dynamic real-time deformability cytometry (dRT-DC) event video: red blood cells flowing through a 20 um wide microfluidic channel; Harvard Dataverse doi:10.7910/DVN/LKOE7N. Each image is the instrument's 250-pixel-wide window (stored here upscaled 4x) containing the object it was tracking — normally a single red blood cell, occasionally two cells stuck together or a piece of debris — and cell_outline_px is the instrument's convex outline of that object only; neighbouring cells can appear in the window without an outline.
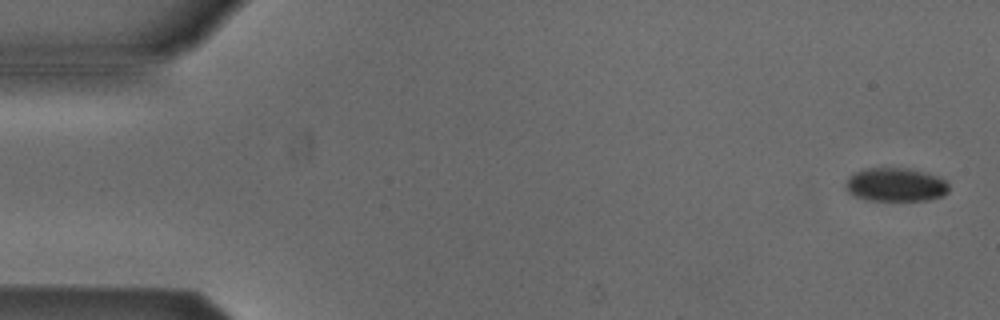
{"species": "Egyptian fruit bat (a non-hibernating species)", "species_latin": "Rousettus aegyptiacus", "temperature_condition": "cold", "stored_images_in_passage": 4, "camera_frame_rate_fps": 3000, "um_per_image_px": 0.085, "animal": {"sex": "male"}, "frame": {"image": 1, "passage_image": 1, "time_ms": 0.0, "image_size_px": [1000, 320], "cell_outline_px": [[948, 192], [944, 196], [928, 200], [864, 200], [848, 192], [844, 184], [848, 176], [864, 168], [908, 168], [928, 172], [948, 180]], "centroid_in_image_um": [76.15, 15.69], "position_along_channel_um": 8.8, "area_um2": 20.58}}
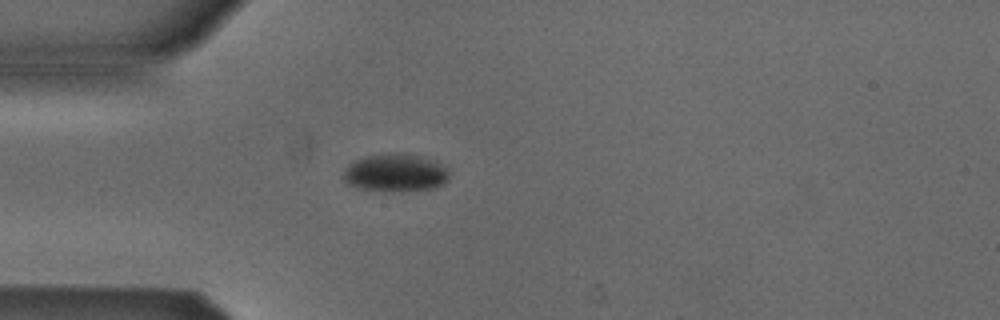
{"frame": {"image": 2, "passage_image": 4, "time_ms": 4.333, "image_size_px": [1000, 320], "cell_outline_px": [[448, 176], [444, 184], [436, 188], [360, 188], [348, 184], [344, 180], [344, 168], [352, 160], [364, 156], [388, 152], [404, 152], [424, 156], [436, 160], [448, 172]], "centroid_in_image_um": [33.59, 14.59], "position_along_channel_um": 51.4, "area_um2": 22.77}}